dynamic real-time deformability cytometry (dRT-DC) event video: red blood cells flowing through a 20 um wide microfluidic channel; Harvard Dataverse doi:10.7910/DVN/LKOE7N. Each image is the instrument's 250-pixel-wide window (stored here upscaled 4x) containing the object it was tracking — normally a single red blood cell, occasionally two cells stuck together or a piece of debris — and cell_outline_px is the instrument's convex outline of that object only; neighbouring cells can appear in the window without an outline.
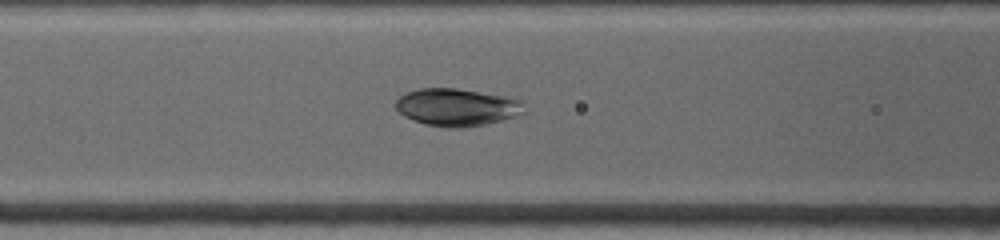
{"species": "common noctule bat (a hibernating species)", "species_latin": "Nyctalus noctula", "temperature_condition": "warm", "stored_images_in_passage": 31, "camera_frame_rate_fps": 4500, "um_per_image_px": 0.085, "animal": {"sex": "female", "body_mass_g": 19.0, "forearm_length_mm": 53.3}, "frame": {"image": 1, "passage_image": 9, "time_ms": 3.778, "image_size_px": [1000, 240], "cell_outline_px": [[524, 116], [484, 124], [460, 128], [448, 128], [424, 124], [412, 120], [404, 116], [396, 108], [396, 100], [404, 92], [420, 88], [456, 88], [524, 100]], "centroid_in_image_um": [38.86, 9.12], "position_along_channel_um": 127.7, "area_um2": 28.32}}
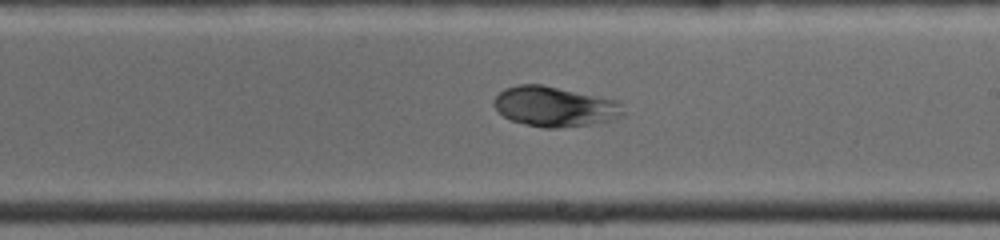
{"frame": {"image": 2, "passage_image": 16, "time_ms": 6.667, "image_size_px": [1000, 240], "cell_outline_px": [[624, 116], [608, 120], [588, 124], [556, 128], [544, 128], [524, 124], [512, 120], [504, 116], [492, 104], [492, 100], [504, 88], [520, 84], [544, 84], [616, 100], [620, 104], [624, 112]], "centroid_in_image_um": [47.11, 9.04], "position_along_channel_um": 241.9, "area_um2": 30.06}}
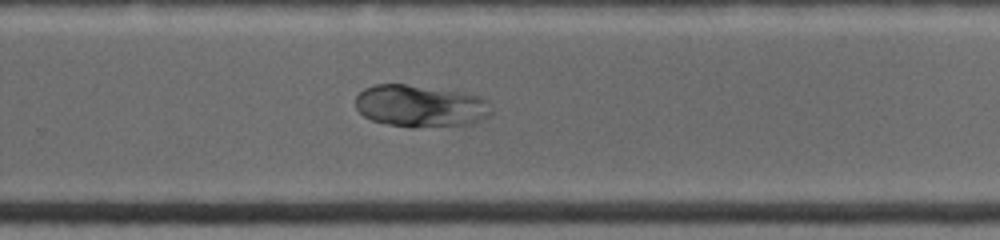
{"frame": {"image": 3, "passage_image": 20, "time_ms": 8.0, "image_size_px": [1000, 240], "cell_outline_px": [[492, 112], [488, 116], [472, 124], [412, 128], [408, 128], [388, 124], [372, 120], [364, 116], [356, 108], [356, 96], [364, 88], [376, 84], [404, 84], [456, 92], [480, 96], [488, 100]], "centroid_in_image_um": [35.72, 9.03], "position_along_channel_um": 294.1, "area_um2": 33.23}}